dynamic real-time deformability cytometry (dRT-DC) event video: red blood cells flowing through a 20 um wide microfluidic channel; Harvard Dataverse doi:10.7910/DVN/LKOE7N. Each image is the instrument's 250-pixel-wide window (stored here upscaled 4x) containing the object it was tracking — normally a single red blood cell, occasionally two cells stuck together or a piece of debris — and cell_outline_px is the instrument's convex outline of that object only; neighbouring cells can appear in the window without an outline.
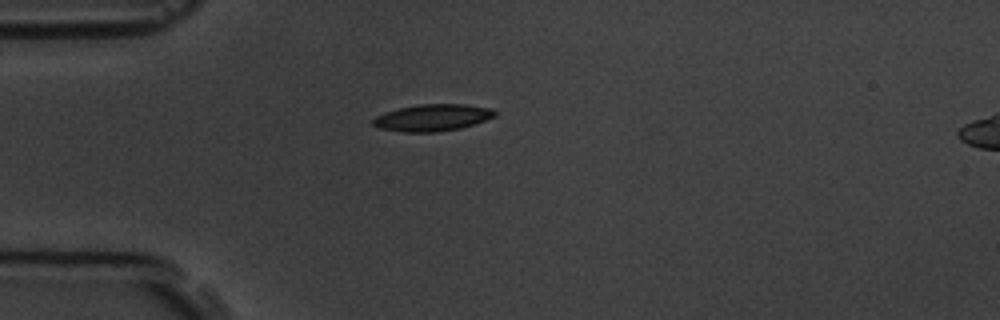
{"species": "common noctule bat (a hibernating species)", "species_latin": "Nyctalus noctula", "temperature_condition": "room temperature", "stored_images_in_passage": 2, "camera_frame_rate_fps": 3000, "um_per_image_px": 0.085, "animal": {"sex": "male", "body_mass_g": 19.5, "forearm_length_mm": 54.6}, "frame": {"image": 1, "passage_image": 1, "time_ms": 0.0, "image_size_px": [1000, 320], "cell_outline_px": [[496, 116], [460, 128], [436, 132], [404, 132], [380, 128], [372, 124], [372, 120], [376, 116], [384, 112], [400, 108], [420, 104], [468, 104], [492, 108], [496, 112]], "centroid_in_image_um": [36.76, 9.99], "position_along_channel_um": 48.2, "area_um2": 18.96}}